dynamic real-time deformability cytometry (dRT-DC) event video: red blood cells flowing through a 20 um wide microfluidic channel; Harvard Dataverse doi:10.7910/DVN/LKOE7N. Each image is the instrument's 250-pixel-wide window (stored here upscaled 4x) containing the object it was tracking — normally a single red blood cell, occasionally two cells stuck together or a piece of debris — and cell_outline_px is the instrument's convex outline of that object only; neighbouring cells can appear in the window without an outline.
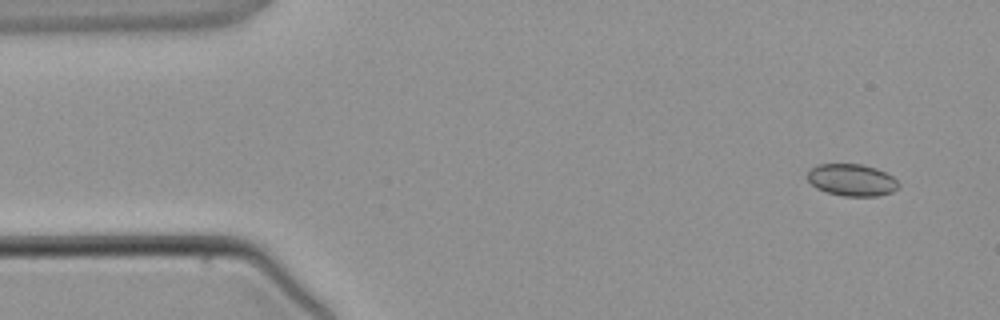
{"species": "common noctule bat (a hibernating species)", "species_latin": "Nyctalus noctula", "temperature_condition": "warm", "stored_images_in_passage": 4, "camera_frame_rate_fps": 3000, "um_per_image_px": 0.085, "animal": {"sex": "male", "body_mass_g": 21.5, "forearm_length_mm": 52.0}, "frame": {"image": 1, "passage_image": 1, "time_ms": 0.0, "image_size_px": [1000, 320], "cell_outline_px": [[900, 184], [892, 192], [880, 196], [844, 196], [828, 192], [816, 188], [808, 180], [808, 172], [816, 164], [864, 164], [876, 168], [892, 176]], "centroid_in_image_um": [72.41, 15.29], "position_along_channel_um": 12.6, "area_um2": 16.94}}
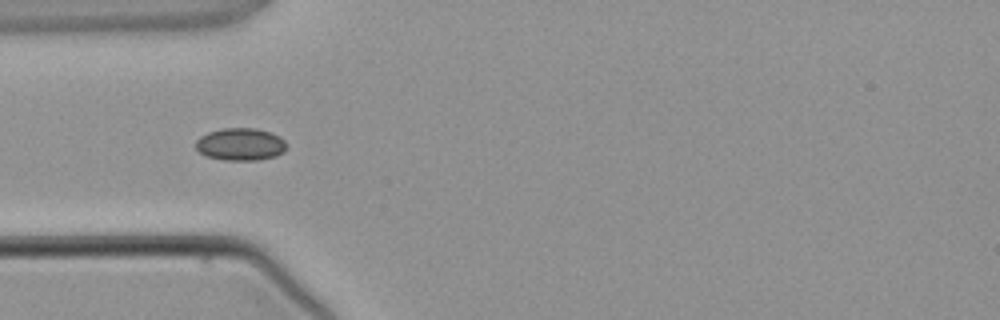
{"frame": {"image": 2, "passage_image": 4, "time_ms": 3.333, "image_size_px": [1000, 320], "cell_outline_px": [[284, 152], [276, 156], [260, 160], [224, 160], [204, 156], [196, 148], [196, 140], [200, 136], [208, 132], [220, 128], [256, 128], [272, 132], [280, 136], [284, 140]], "centroid_in_image_um": [20.42, 12.26], "position_along_channel_um": 64.6, "area_um2": 17.34}}